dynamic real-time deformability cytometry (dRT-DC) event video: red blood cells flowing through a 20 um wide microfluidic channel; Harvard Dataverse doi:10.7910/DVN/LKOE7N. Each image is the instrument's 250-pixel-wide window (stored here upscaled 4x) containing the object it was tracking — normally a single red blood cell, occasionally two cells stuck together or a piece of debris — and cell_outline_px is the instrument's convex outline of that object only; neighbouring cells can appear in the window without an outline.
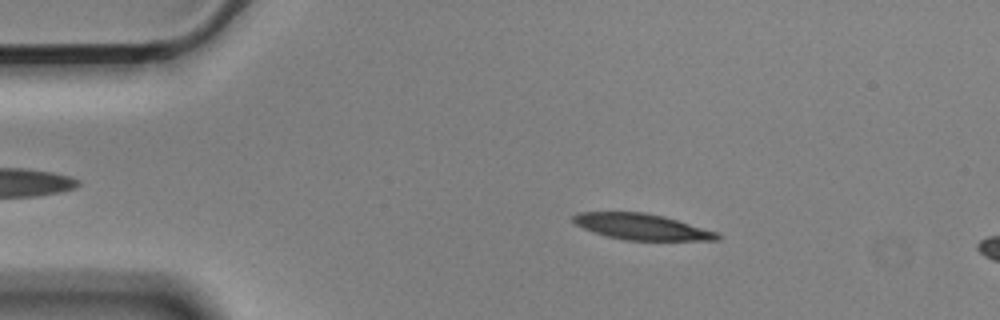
{"species": "Egyptian fruit bat (a non-hibernating species)", "species_latin": "Rousettus aegyptiacus", "temperature_condition": "cold", "stored_images_in_passage": 44, "camera_frame_rate_fps": 3000, "um_per_image_px": 0.085, "animal": {"sex": "male"}, "frame": {"image": 1, "passage_image": 9, "time_ms": 2.667, "image_size_px": [1000, 320], "cell_outline_px": [[724, 236], [720, 240], [624, 240], [592, 232], [576, 224], [572, 220], [572, 216], [580, 212], [644, 212], [664, 216], [716, 232]], "centroid_in_image_um": [54.55, 19.27], "position_along_channel_um": 30.5, "area_um2": 21.68}}
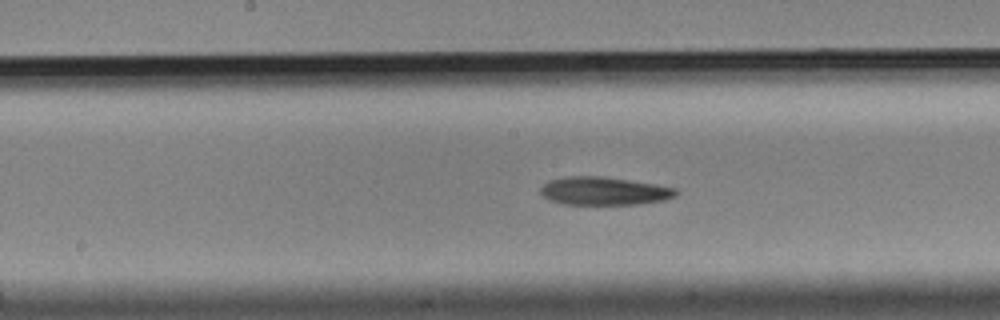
{"frame": {"image": 2, "passage_image": 27, "time_ms": 8.667, "image_size_px": [1000, 320], "cell_outline_px": [[680, 192], [676, 196], [664, 200], [636, 204], [564, 204], [548, 200], [540, 192], [540, 188], [548, 180], [568, 176], [600, 176], [628, 180], [676, 188]], "centroid_in_image_um": [51.32, 16.24], "position_along_channel_um": 196.9, "area_um2": 22.08}}
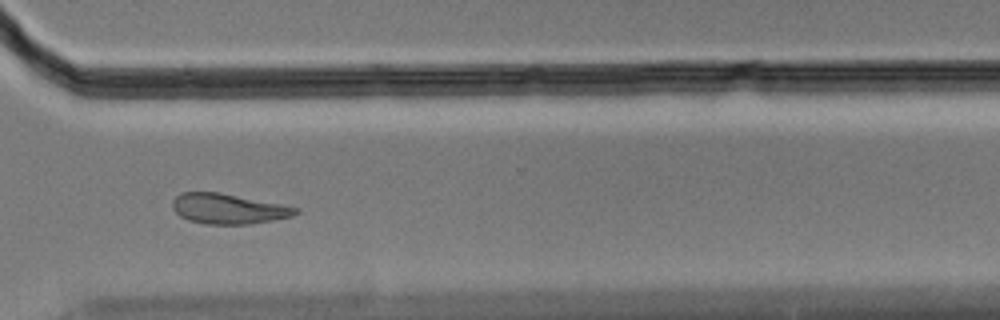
{"frame": {"image": 3, "passage_image": 40, "time_ms": 13.0, "image_size_px": [1000, 320], "cell_outline_px": [[300, 212], [292, 216], [272, 220], [248, 224], [208, 224], [188, 220], [180, 216], [172, 208], [172, 200], [180, 192], [220, 192], [300, 208]], "centroid_in_image_um": [19.38, 17.74], "position_along_channel_um": 351.2, "area_um2": 21.62}}